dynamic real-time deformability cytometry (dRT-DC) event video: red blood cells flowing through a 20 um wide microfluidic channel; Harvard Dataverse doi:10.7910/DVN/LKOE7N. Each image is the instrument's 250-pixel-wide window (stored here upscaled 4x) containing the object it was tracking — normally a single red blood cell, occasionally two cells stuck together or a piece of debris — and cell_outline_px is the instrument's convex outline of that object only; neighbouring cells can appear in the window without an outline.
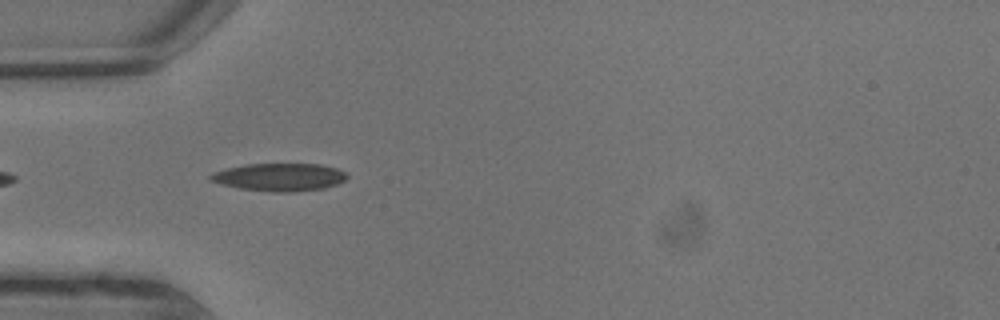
{"species": "common noctule bat (a hibernating species)", "species_latin": "Nyctalus noctula", "temperature_condition": "warm", "stored_images_in_passage": 7, "camera_frame_rate_fps": 3000, "um_per_image_px": 0.085, "animal": {"sex": "male", "body_mass_g": 13.3}, "frame": {"image": 1, "passage_image": 6, "time_ms": 1.667, "image_size_px": [1000, 320], "cell_outline_px": [[348, 176], [344, 180], [336, 184], [324, 188], [292, 192], [276, 192], [240, 188], [220, 184], [208, 180], [208, 176], [216, 172], [228, 168], [248, 164], [320, 164], [336, 168], [344, 172]], "centroid_in_image_um": [23.75, 15.05], "position_along_channel_um": 61.2, "area_um2": 21.85}}
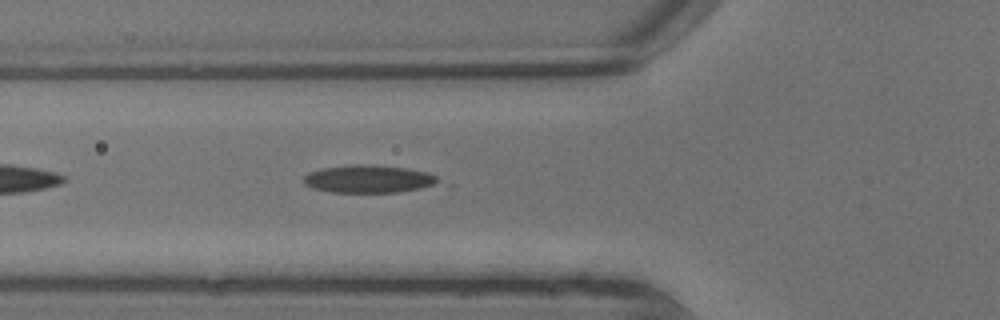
{"frame": {"image": 2, "passage_image": 7, "time_ms": 2.0, "image_size_px": [1000, 320], "cell_outline_px": [[452, 184], [448, 188], [400, 192], [332, 192], [312, 188], [304, 184], [304, 176], [308, 172], [320, 168], [352, 164], [372, 164], [408, 168], [428, 172]], "centroid_in_image_um": [31.65, 15.23], "position_along_channel_um": 94.1, "area_um2": 23.35}}